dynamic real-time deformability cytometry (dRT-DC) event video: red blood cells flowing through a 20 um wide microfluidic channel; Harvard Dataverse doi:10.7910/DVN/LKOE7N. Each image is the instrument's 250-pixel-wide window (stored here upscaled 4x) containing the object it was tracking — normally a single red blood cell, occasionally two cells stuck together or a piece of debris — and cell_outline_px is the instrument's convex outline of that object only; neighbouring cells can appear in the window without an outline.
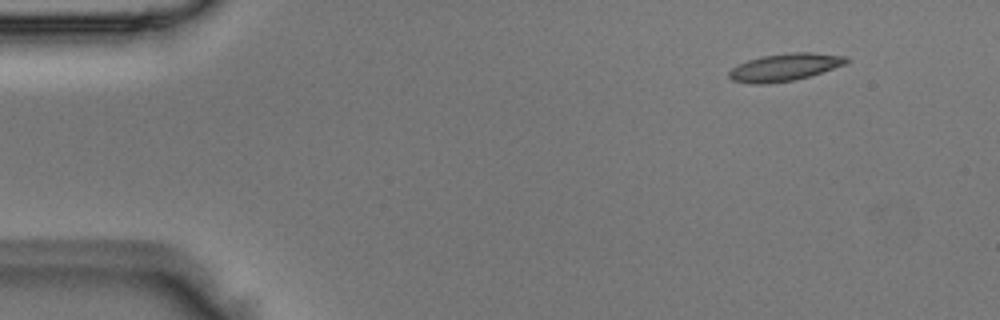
{"species": "Egyptian fruit bat (a non-hibernating species)", "species_latin": "Rousettus aegyptiacus", "temperature_condition": "room temperature", "stored_images_in_passage": 46, "camera_frame_rate_fps": 3000, "um_per_image_px": 0.085, "animal": {"sex": "male"}, "frame": {"image": 1, "passage_image": 1, "time_ms": 0.0, "image_size_px": [1000, 320], "cell_outline_px": [[848, 60], [844, 64], [796, 80], [768, 84], [752, 84], [732, 80], [728, 76], [728, 72], [732, 68], [748, 60], [764, 56], [792, 52], [812, 52], [848, 56]], "centroid_in_image_um": [66.68, 5.72], "position_along_channel_um": 18.3, "area_um2": 18.55}}
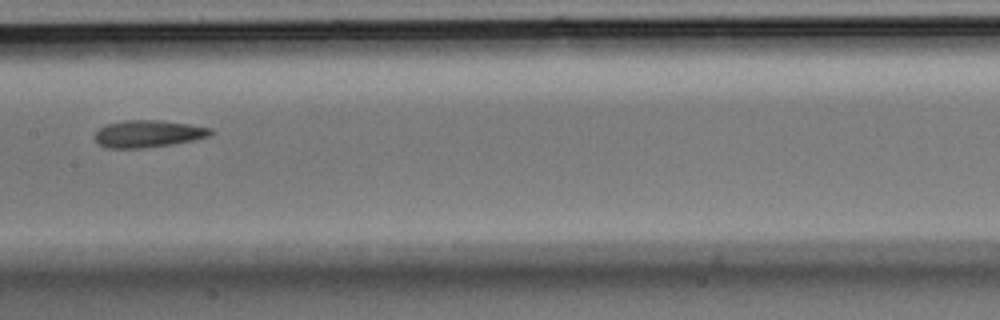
{"frame": {"image": 2, "passage_image": 21, "time_ms": 6.667, "image_size_px": [1000, 320], "cell_outline_px": [[212, 136], [196, 140], [172, 144], [144, 148], [108, 148], [100, 144], [96, 140], [96, 132], [100, 128], [108, 124], [124, 120], [160, 120], [188, 124], [212, 128]], "centroid_in_image_um": [12.65, 11.37], "position_along_channel_um": 194.8, "area_um2": 18.26}}
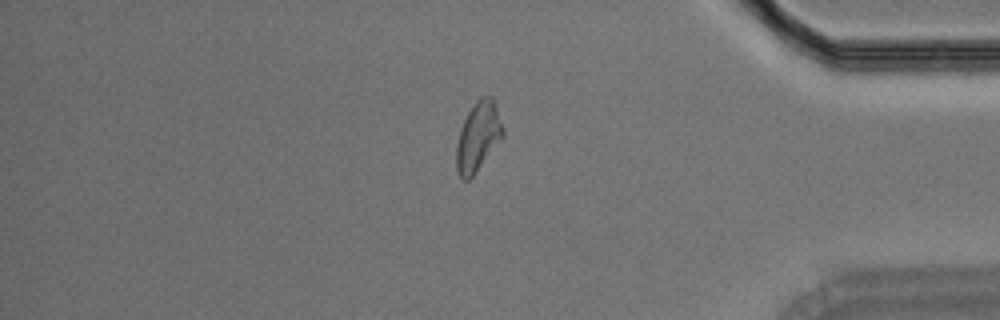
{"frame": {"image": 3, "passage_image": 38, "time_ms": 12.333, "image_size_px": [1000, 320], "cell_outline_px": [[504, 136], [476, 172], [468, 180], [464, 180], [460, 176], [456, 168], [456, 144], [460, 128], [472, 104], [480, 96], [492, 96], [504, 128]], "centroid_in_image_um": [40.64, 11.59], "position_along_channel_um": 394.6, "area_um2": 18.84}}